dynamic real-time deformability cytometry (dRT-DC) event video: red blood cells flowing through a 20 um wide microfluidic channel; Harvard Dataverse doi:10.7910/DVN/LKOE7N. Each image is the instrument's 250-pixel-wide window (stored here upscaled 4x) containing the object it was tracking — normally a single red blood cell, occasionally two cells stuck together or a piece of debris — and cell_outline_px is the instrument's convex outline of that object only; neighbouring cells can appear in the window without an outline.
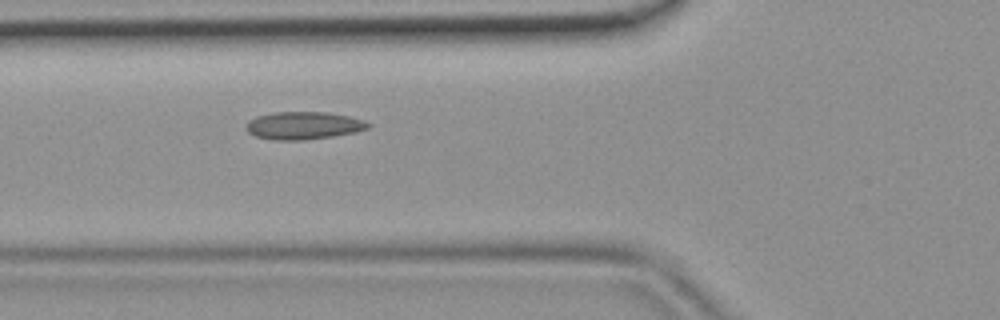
{"species": "common noctule bat (a hibernating species)", "species_latin": "Nyctalus noctula", "temperature_condition": "room temperature", "stored_images_in_passage": 39, "camera_frame_rate_fps": 3000, "um_per_image_px": 0.085, "animal": {"sex": "female", "body_mass_g": 19.9}, "frame": {"image": 1, "passage_image": 10, "time_ms": 3.0, "image_size_px": [1000, 320], "cell_outline_px": [[372, 124], [368, 128], [356, 132], [332, 136], [304, 140], [276, 140], [256, 136], [248, 132], [244, 128], [248, 120], [256, 116], [272, 112], [324, 112], [348, 116], [364, 120]], "centroid_in_image_um": [25.77, 10.66], "position_along_channel_um": 100.0, "area_um2": 19.71}}
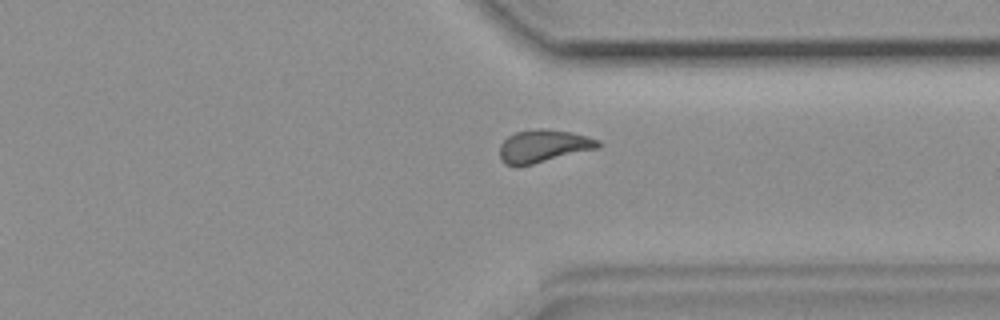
{"frame": {"image": 2, "passage_image": 28, "time_ms": 9.0, "image_size_px": [1000, 320], "cell_outline_px": [[600, 148], [516, 168], [504, 164], [500, 160], [500, 144], [508, 136], [516, 132], [540, 128], [544, 128], [572, 132], [588, 136], [600, 140]], "centroid_in_image_um": [46.18, 12.43], "position_along_channel_um": 365.2, "area_um2": 19.13}}
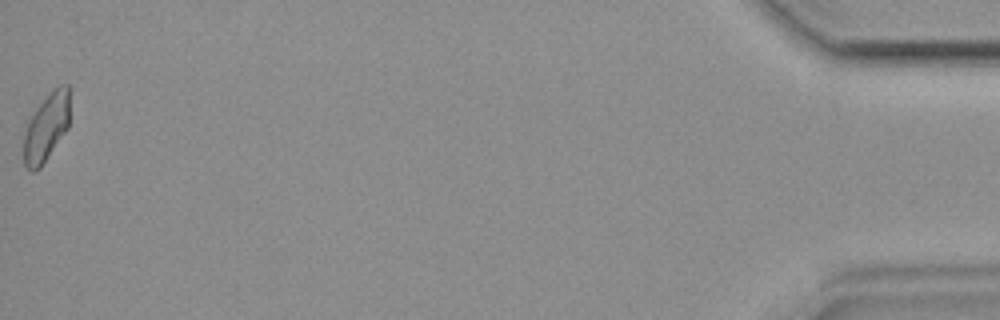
{"frame": {"image": 3, "passage_image": 39, "time_ms": 12.667, "image_size_px": [1000, 320], "cell_outline_px": [[68, 128], [40, 168], [32, 172], [24, 164], [24, 132], [28, 120], [36, 108], [60, 84], [68, 84]], "centroid_in_image_um": [3.91, 10.86], "position_along_channel_um": 431.3, "area_um2": 17.74}}